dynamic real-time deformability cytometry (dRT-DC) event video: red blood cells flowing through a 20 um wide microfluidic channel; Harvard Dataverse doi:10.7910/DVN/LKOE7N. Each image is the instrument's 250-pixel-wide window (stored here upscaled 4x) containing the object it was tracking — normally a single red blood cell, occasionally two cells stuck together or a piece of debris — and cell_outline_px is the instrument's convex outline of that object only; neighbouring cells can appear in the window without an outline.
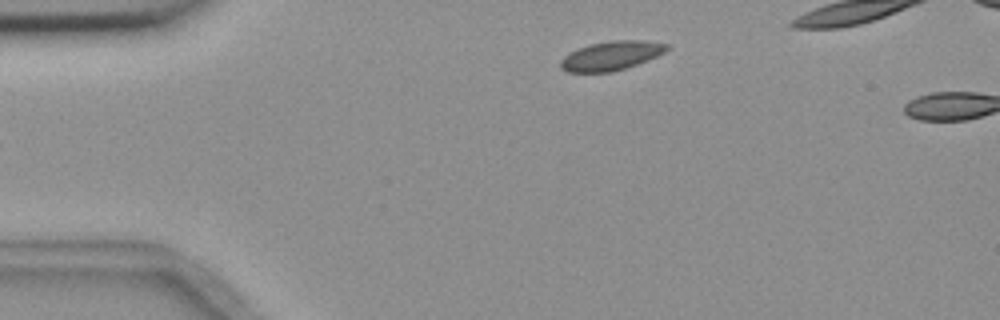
{"species": "common noctule bat (a hibernating species)", "species_latin": "Nyctalus noctula", "temperature_condition": "room temperature", "stored_images_in_passage": 2, "camera_frame_rate_fps": 3000, "um_per_image_px": 0.085, "animal": {"sex": "female", "body_mass_g": 18.4}, "frame": {"image": 1, "passage_image": 1, "time_ms": 0.0, "image_size_px": [1000, 320], "cell_outline_px": [[668, 48], [664, 52], [648, 60], [612, 72], [568, 72], [560, 68], [560, 60], [564, 56], [588, 44], [612, 40], [648, 40], [668, 44]], "centroid_in_image_um": [51.95, 4.73], "position_along_channel_um": 33.1, "area_um2": 17.92}}